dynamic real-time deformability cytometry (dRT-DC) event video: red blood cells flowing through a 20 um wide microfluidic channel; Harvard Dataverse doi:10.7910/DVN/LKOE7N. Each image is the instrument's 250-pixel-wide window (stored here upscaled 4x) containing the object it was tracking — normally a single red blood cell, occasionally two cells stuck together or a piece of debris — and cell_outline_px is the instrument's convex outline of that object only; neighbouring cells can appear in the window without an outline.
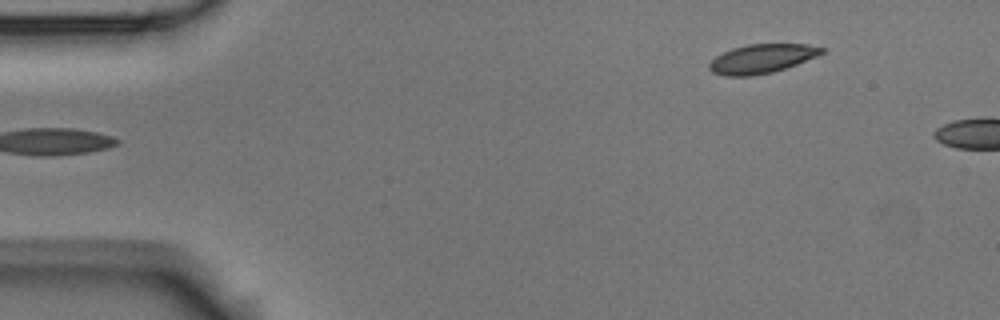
{"species": "Egyptian fruit bat (a non-hibernating species)", "species_latin": "Rousettus aegyptiacus", "temperature_condition": "room temperature", "stored_images_in_passage": 2, "camera_frame_rate_fps": 3000, "um_per_image_px": 0.085, "animal": {"sex": "male"}, "frame": {"image": 1, "passage_image": 1, "time_ms": 0.0, "image_size_px": [1000, 320], "cell_outline_px": [[828, 48], [824, 52], [816, 56], [796, 64], [772, 72], [752, 76], [724, 76], [712, 72], [708, 68], [708, 64], [716, 56], [732, 48], [748, 44], [808, 44]], "centroid_in_image_um": [64.75, 4.98], "position_along_channel_um": 20.3, "area_um2": 19.02}}